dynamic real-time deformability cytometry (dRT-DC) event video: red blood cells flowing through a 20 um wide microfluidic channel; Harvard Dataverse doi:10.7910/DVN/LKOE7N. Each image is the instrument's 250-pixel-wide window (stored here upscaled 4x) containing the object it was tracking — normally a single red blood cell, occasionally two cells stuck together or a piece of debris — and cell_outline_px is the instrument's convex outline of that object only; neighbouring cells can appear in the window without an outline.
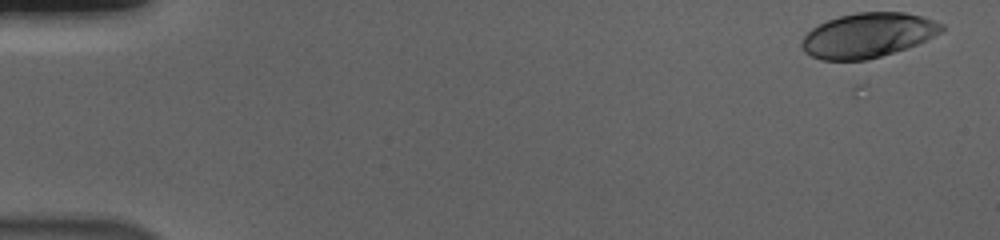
{"species": "human", "species_latin": "Homo sapiens", "temperature_condition": "cold", "stored_images_in_passage": 12, "camera_frame_rate_fps": 3000, "um_per_image_px": 0.085, "donor": {"sex": "male"}, "frame": {"image": 1, "passage_image": 1, "time_ms": 0.0, "image_size_px": [1000, 240], "cell_outline_px": [[944, 28], [940, 32], [908, 48], [868, 60], [820, 60], [804, 52], [800, 48], [800, 44], [804, 36], [812, 28], [828, 20], [840, 16], [856, 12], [904, 12], [920, 16], [944, 24]], "centroid_in_image_um": [73.73, 3.01], "position_along_channel_um": 11.3, "area_um2": 36.24}}